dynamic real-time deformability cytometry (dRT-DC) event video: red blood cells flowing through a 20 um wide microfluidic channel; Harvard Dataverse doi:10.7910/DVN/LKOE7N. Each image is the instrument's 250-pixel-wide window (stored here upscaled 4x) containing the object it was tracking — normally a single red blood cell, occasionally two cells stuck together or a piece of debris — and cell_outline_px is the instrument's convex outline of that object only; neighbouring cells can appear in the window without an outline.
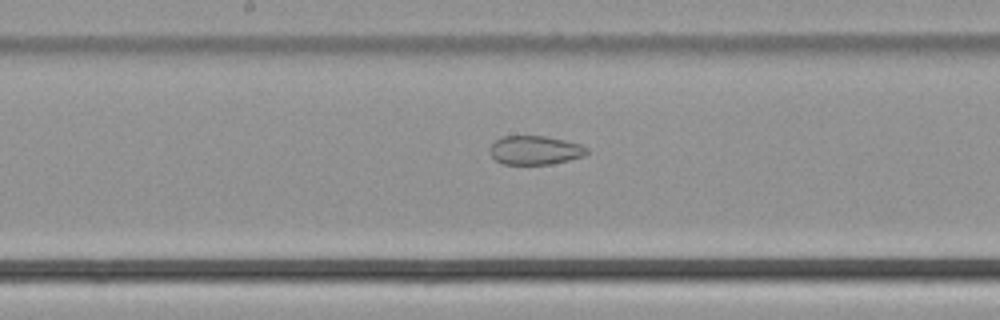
{"species": "common noctule bat (a hibernating species)", "species_latin": "Nyctalus noctula", "temperature_condition": "cold", "stored_images_in_passage": 50, "segment_of_instrument_passage": [2, 2], "camera_frame_rate_fps": 3000, "um_per_image_px": 0.085, "animal": {"sex": "male", "body_mass_g": 21.5, "forearm_length_mm": 52.0}, "frame": {"image": 1, "passage_image": 26, "time_ms": 8.333, "image_size_px": [1000, 320], "cell_outline_px": [[588, 152], [584, 156], [552, 164], [504, 164], [496, 160], [492, 156], [492, 144], [496, 140], [504, 136], [544, 136], [564, 140], [580, 144], [588, 148]], "centroid_in_image_um": [45.52, 12.77], "position_along_channel_um": 202.7, "area_um2": 16.07}}
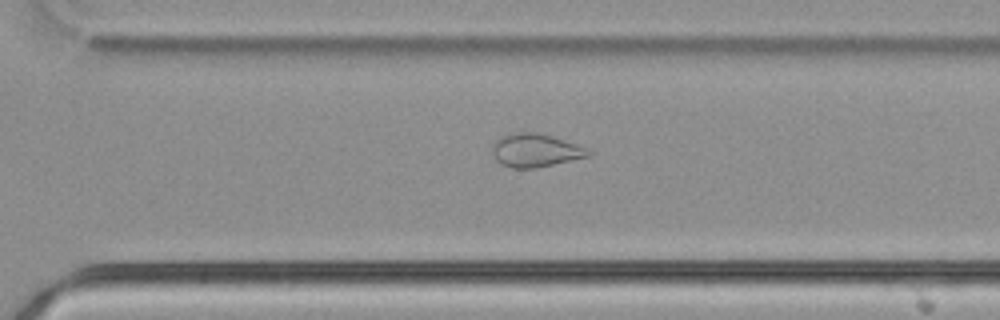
{"frame": {"image": 2, "passage_image": 35, "time_ms": 11.333, "image_size_px": [1000, 320], "cell_outline_px": [[592, 152], [588, 156], [536, 168], [512, 168], [500, 164], [496, 160], [492, 152], [492, 144], [500, 136], [508, 132], [536, 132], [552, 136], [588, 148]], "centroid_in_image_um": [45.46, 12.77], "position_along_channel_um": 325.1, "area_um2": 18.73}}
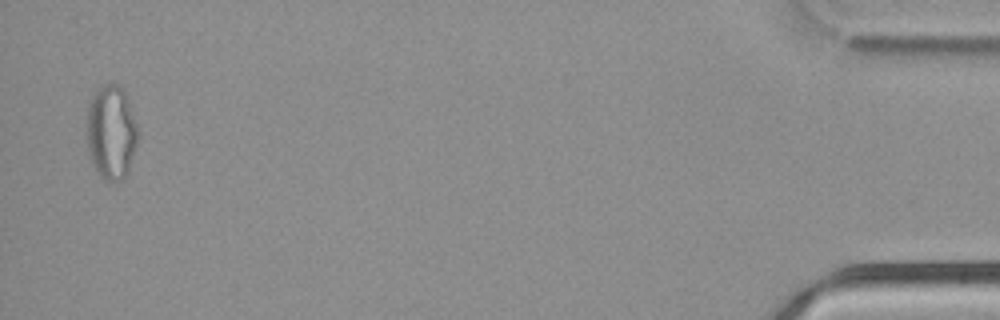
{"frame": {"image": 3, "passage_image": 49, "time_ms": 16.0, "image_size_px": [1000, 320], "cell_outline_px": [[136, 144], [128, 172], [120, 180], [108, 180], [100, 176], [96, 172], [92, 164], [88, 148], [88, 104], [92, 96], [104, 84], [120, 84], [124, 92], [136, 124]], "centroid_in_image_um": [9.44, 11.25], "position_along_channel_um": 425.8, "area_um2": 27.28}}